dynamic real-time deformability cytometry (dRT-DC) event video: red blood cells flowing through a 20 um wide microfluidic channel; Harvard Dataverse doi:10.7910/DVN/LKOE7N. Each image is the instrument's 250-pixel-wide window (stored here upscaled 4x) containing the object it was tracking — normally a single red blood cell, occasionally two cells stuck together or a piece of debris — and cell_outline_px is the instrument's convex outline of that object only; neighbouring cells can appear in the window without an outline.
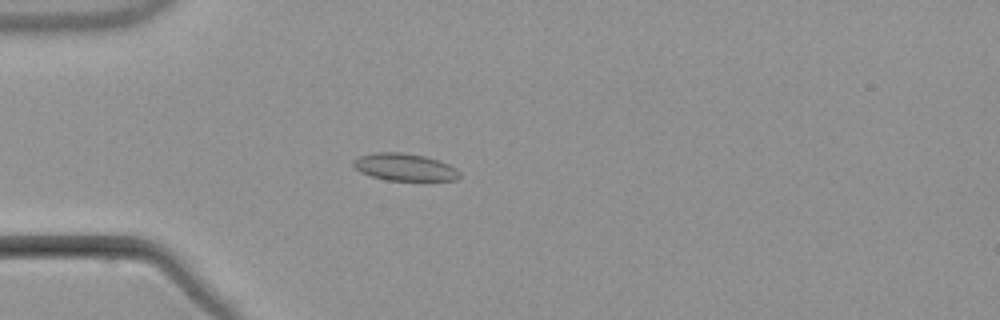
{"species": "common noctule bat (a hibernating species)", "species_latin": "Nyctalus noctula", "temperature_condition": "warm", "stored_images_in_passage": 4, "camera_frame_rate_fps": 3000, "um_per_image_px": 0.085, "animal": {"sex": "male", "body_mass_g": 21.5, "forearm_length_mm": 52.0}, "frame": {"image": 1, "passage_image": 4, "time_ms": 4.333, "image_size_px": [1000, 320], "cell_outline_px": [[460, 176], [456, 180], [388, 180], [372, 176], [360, 172], [352, 164], [352, 160], [360, 156], [376, 152], [400, 152], [424, 156], [448, 164], [456, 168], [460, 172]], "centroid_in_image_um": [34.38, 14.2], "position_along_channel_um": 50.6, "area_um2": 16.7}}